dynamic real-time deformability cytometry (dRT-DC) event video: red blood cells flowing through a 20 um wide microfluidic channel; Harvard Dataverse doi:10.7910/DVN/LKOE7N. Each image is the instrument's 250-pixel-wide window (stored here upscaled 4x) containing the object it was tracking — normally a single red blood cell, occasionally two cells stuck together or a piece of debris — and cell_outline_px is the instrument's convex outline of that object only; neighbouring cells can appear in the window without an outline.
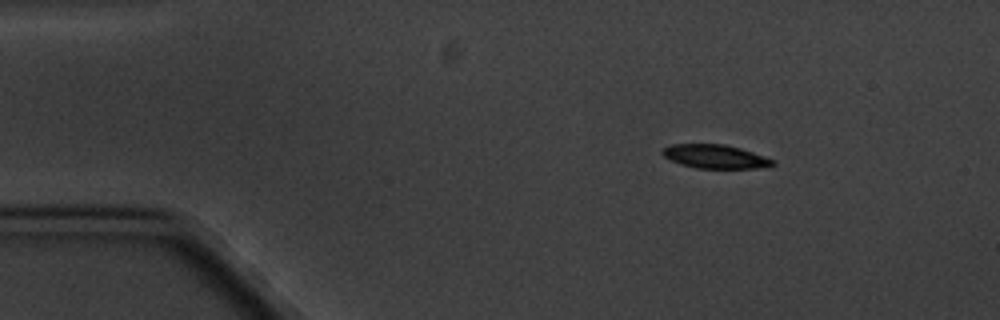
{"species": "common noctule bat (a hibernating species)", "species_latin": "Nyctalus noctula", "temperature_condition": "cold", "stored_images_in_passage": 8, "camera_frame_rate_fps": 3000, "um_per_image_px": 0.085, "animal": {"sex": "male", "body_mass_g": 20.1, "forearm_length_mm": 53.5}, "frame": {"image": 1, "passage_image": 2, "time_ms": 1.333, "image_size_px": [1000, 320], "cell_outline_px": [[776, 164], [768, 168], [696, 168], [680, 164], [664, 156], [660, 152], [664, 148], [672, 144], [724, 144], [740, 148], [764, 156], [772, 160]], "centroid_in_image_um": [60.8, 13.31], "position_along_channel_um": 24.2, "area_um2": 15.2}}
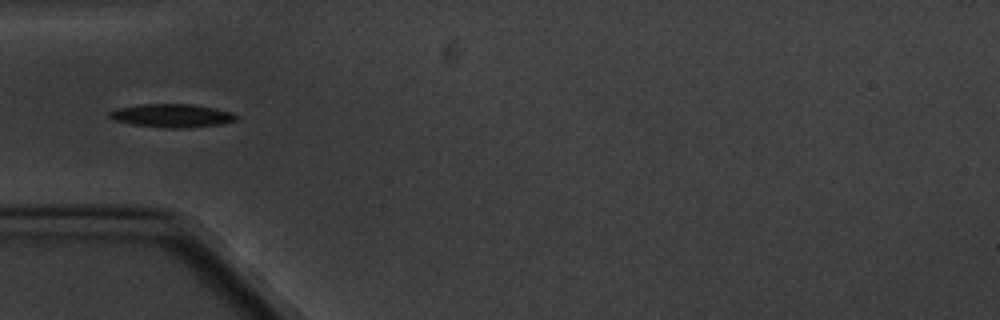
{"frame": {"image": 2, "passage_image": 5, "time_ms": 4.667, "image_size_px": [1000, 320], "cell_outline_px": [[240, 120], [220, 124], [188, 128], [164, 128], [132, 124], [116, 120], [108, 116], [108, 112], [116, 108], [140, 104], [192, 104], [216, 108], [232, 112], [240, 116]], "centroid_in_image_um": [14.67, 9.83], "position_along_channel_um": 70.3, "area_um2": 17.51}}